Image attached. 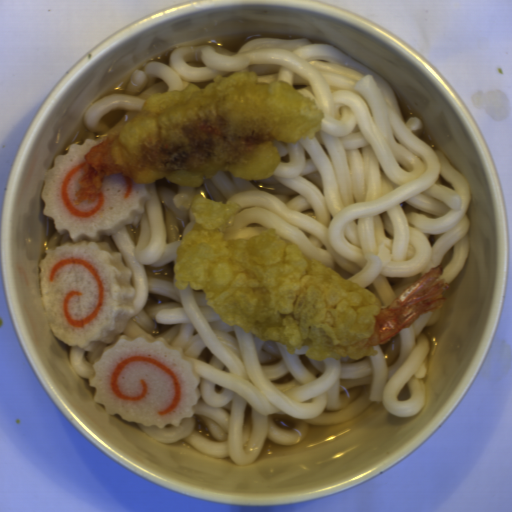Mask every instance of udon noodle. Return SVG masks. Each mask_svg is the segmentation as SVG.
<instances>
[{
	"label": "udon noodle",
	"instance_id": "a0691cae",
	"mask_svg": "<svg viewBox=\"0 0 512 512\" xmlns=\"http://www.w3.org/2000/svg\"><path fill=\"white\" fill-rule=\"evenodd\" d=\"M66 242H73L69 233L58 234L57 230L55 229L54 234L46 247L45 255L49 252L50 249H53L54 247H60Z\"/></svg>",
	"mask_w": 512,
	"mask_h": 512
},
{
	"label": "udon noodle",
	"instance_id": "d5520da0",
	"mask_svg": "<svg viewBox=\"0 0 512 512\" xmlns=\"http://www.w3.org/2000/svg\"><path fill=\"white\" fill-rule=\"evenodd\" d=\"M255 72L259 82L290 84L324 113L313 138L273 140L280 161L269 177L249 181L224 170L200 187L166 177L147 184L149 198L132 222L100 234L131 272L132 314L111 342L90 351L70 345L69 360L89 380L94 361L121 336L161 339L183 351L199 378L200 398L180 425H141L164 444L187 441L212 458L248 465L266 439L301 441L311 425L337 426L373 402L410 417L426 400L429 338L440 308L422 313L374 355L316 361L311 345L290 353L278 340L222 321L205 294L176 288V249L188 232L194 194L240 206L225 239L275 229L282 239L347 281L380 298L384 307L430 269L449 284L470 250L466 176L439 148L419 139L417 116L405 121L392 86L377 72L330 43L306 38L256 37L237 50L188 44L169 52V62L149 60L136 69L124 93L97 99L83 114L80 145L103 140L150 95L203 89L214 79ZM94 145V146H95Z\"/></svg>",
	"mask_w": 512,
	"mask_h": 512
}]
</instances>
